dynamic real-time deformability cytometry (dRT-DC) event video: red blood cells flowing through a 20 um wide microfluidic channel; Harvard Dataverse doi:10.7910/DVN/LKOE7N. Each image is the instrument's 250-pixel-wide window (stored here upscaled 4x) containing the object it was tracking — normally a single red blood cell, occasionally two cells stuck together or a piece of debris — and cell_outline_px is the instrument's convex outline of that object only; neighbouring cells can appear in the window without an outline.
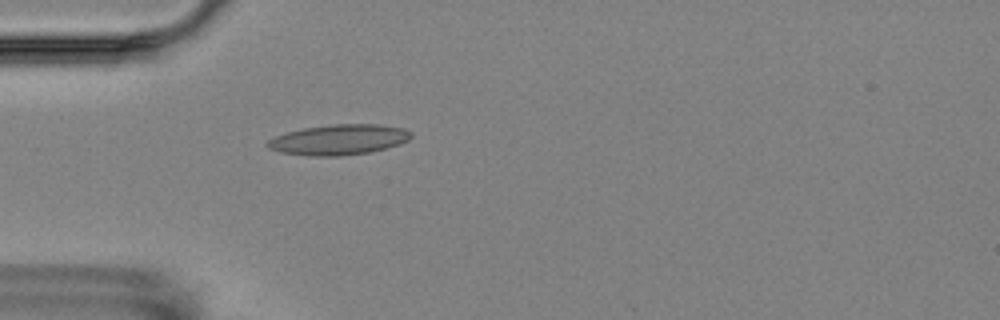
{"species": "Egyptian fruit bat (a non-hibernating species)", "species_latin": "Rousettus aegyptiacus", "temperature_condition": "room temperature", "stored_images_in_passage": 5, "camera_frame_rate_fps": 3000, "um_per_image_px": 0.085, "animal": {"sex": "female"}, "frame": {"image": 1, "passage_image": 5, "time_ms": 4.667, "image_size_px": [1000, 320], "cell_outline_px": [[412, 136], [408, 140], [400, 144], [368, 152], [340, 156], [308, 156], [280, 152], [268, 148], [264, 144], [268, 140], [276, 136], [288, 132], [304, 128], [332, 124], [380, 124], [404, 128], [412, 132]], "centroid_in_image_um": [28.8, 11.87], "position_along_channel_um": 56.2, "area_um2": 25.43}}